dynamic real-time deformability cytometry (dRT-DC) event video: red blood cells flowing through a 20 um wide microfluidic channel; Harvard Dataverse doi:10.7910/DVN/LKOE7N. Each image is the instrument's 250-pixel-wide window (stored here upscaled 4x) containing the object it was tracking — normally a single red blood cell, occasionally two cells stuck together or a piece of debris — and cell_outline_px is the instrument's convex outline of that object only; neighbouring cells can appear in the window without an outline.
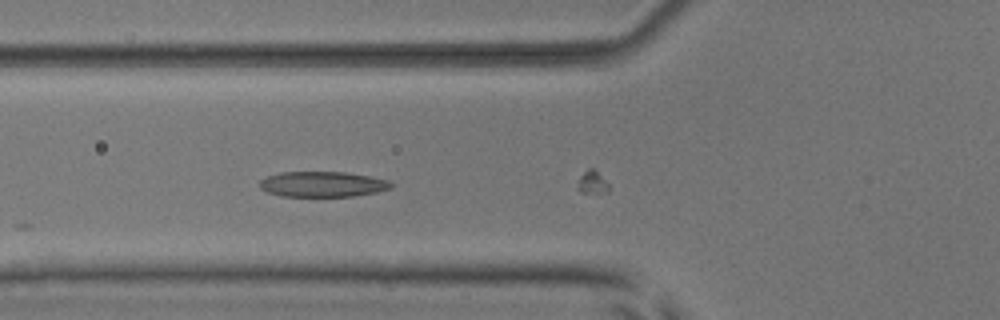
{"species": "common noctule bat (a hibernating species)", "species_latin": "Nyctalus noctula", "temperature_condition": "room temperature", "stored_images_in_passage": 8, "camera_frame_rate_fps": 3000, "um_per_image_px": 0.085, "animal": {"sex": "male", "body_mass_g": 17.9, "forearm_length_mm": 54.2}, "frame": {"image": 1, "passage_image": 5, "time_ms": 1.333, "image_size_px": [1000, 320], "cell_outline_px": [[392, 188], [376, 192], [352, 196], [280, 196], [268, 192], [260, 188], [260, 180], [268, 176], [280, 172], [344, 172], [368, 176], [388, 180], [392, 184]], "centroid_in_image_um": [27.4, 15.66], "position_along_channel_um": 98.4, "area_um2": 19.31}}